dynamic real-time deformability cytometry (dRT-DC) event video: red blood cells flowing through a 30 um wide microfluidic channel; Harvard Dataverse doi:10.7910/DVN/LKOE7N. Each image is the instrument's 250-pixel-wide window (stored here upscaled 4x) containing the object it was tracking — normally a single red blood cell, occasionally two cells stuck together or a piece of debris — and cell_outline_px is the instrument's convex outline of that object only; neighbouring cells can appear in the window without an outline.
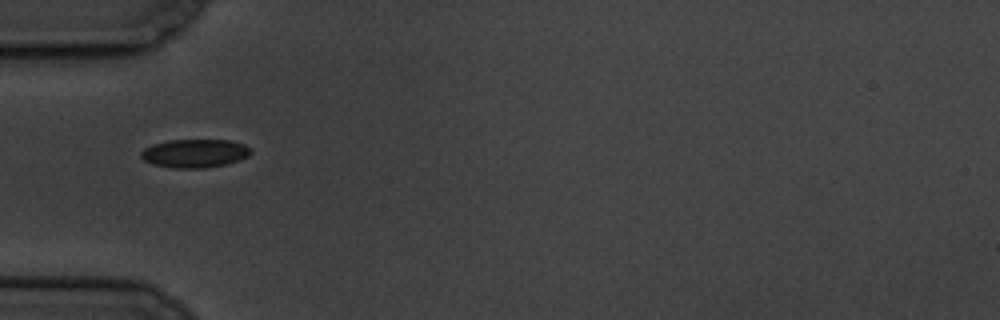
{"species": "common noctule bat (a hibernating species)", "species_latin": "Nyctalus noctula", "temperature_condition": "cold", "stored_images_in_passage": 8, "camera_frame_rate_fps": 3000, "um_per_image_px": 0.085, "animal": {"sex": "male", "body_mass_g": 19.5, "forearm_length_mm": 54.6}, "frame": {"image": 1, "passage_image": 6, "time_ms": 5.667, "image_size_px": [1000, 320], "cell_outline_px": [[252, 152], [248, 156], [240, 160], [224, 164], [204, 168], [172, 168], [152, 164], [144, 160], [140, 156], [140, 152], [144, 148], [152, 144], [168, 140], [232, 140], [244, 144], [252, 148]], "centroid_in_image_um": [16.55, 13.03], "position_along_channel_um": 68.4, "area_um2": 18.38}}
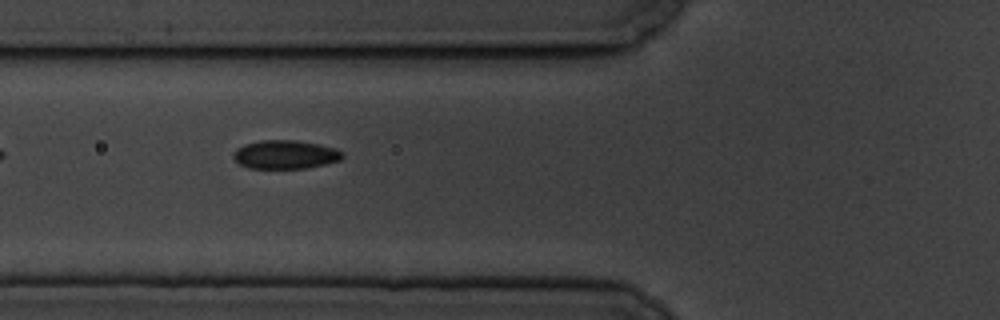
{"frame": {"image": 2, "passage_image": 7, "time_ms": 6.667, "image_size_px": [1000, 320], "cell_outline_px": [[344, 156], [340, 160], [308, 168], [248, 168], [240, 164], [232, 156], [236, 148], [244, 144], [260, 140], [296, 140], [320, 144], [336, 148], [344, 152]], "centroid_in_image_um": [24.26, 13.12], "position_along_channel_um": 101.5, "area_um2": 18.32}}
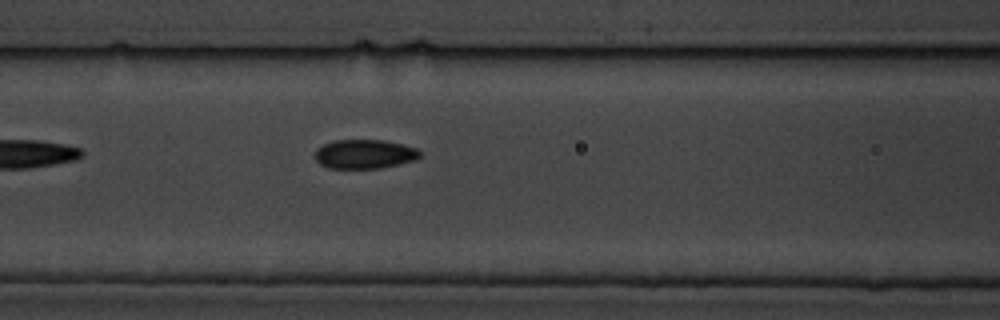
{"frame": {"image": 3, "passage_image": 8, "time_ms": 7.667, "image_size_px": [1000, 320], "cell_outline_px": [[420, 156], [416, 160], [400, 164], [380, 168], [328, 168], [320, 164], [316, 160], [316, 148], [324, 144], [336, 140], [384, 140], [416, 148], [420, 152]], "centroid_in_image_um": [30.99, 13.1], "position_along_channel_um": 135.6, "area_um2": 17.74}}